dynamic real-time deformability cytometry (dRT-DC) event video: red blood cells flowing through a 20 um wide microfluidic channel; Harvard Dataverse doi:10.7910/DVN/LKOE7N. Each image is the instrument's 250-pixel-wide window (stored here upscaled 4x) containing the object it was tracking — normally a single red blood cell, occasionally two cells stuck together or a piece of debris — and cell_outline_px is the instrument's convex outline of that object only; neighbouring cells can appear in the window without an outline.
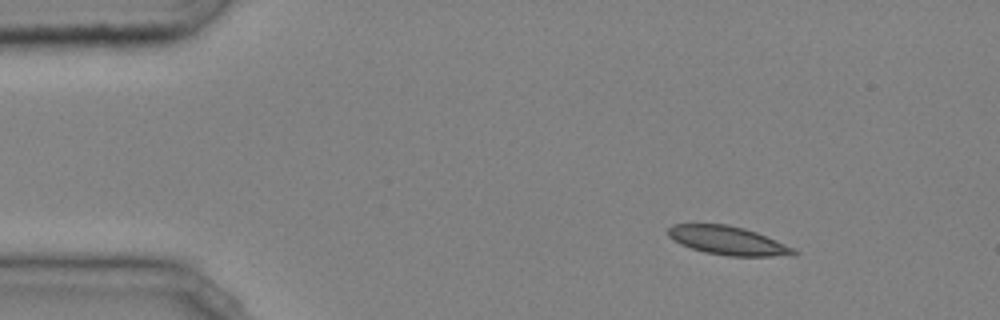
{"species": "common noctule bat (a hibernating species)", "species_latin": "Nyctalus noctula", "temperature_condition": "cold", "stored_images_in_passage": 41, "camera_frame_rate_fps": 3000, "um_per_image_px": 0.085, "animal": {"sex": "male", "body_mass_g": 20.4}, "frame": {"image": 1, "passage_image": 1, "time_ms": 0.0, "image_size_px": [1000, 320], "cell_outline_px": [[800, 252], [796, 256], [728, 256], [704, 252], [680, 244], [668, 236], [668, 228], [672, 224], [728, 224], [744, 228], [756, 232], [796, 248]], "centroid_in_image_um": [61.93, 20.46], "position_along_channel_um": 23.1, "area_um2": 21.15}}
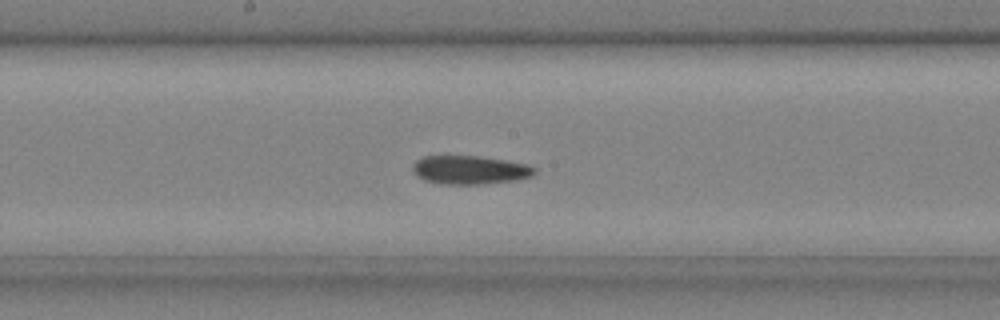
{"frame": {"image": 2, "passage_image": 20, "time_ms": 6.333, "image_size_px": [1000, 320], "cell_outline_px": [[536, 172], [532, 176], [516, 180], [480, 184], [440, 184], [424, 180], [416, 176], [412, 172], [412, 164], [416, 160], [424, 156], [480, 156], [528, 164], [536, 168]], "centroid_in_image_um": [39.91, 14.44], "position_along_channel_um": 208.3, "area_um2": 20.46}}
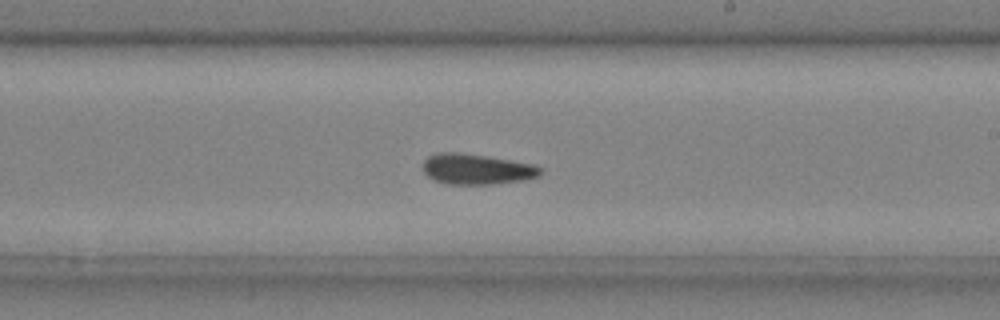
{"frame": {"image": 3, "passage_image": 23, "time_ms": 7.333, "image_size_px": [1000, 320], "cell_outline_px": [[544, 172], [540, 176], [524, 180], [492, 184], [448, 184], [436, 180], [428, 176], [424, 172], [424, 160], [428, 156], [436, 152], [460, 152], [488, 156], [536, 164], [544, 168]], "centroid_in_image_um": [40.59, 14.36], "position_along_channel_um": 248.4, "area_um2": 21.21}, "authors_computed_cell_mechanics": {"area_um2": 20.8658, "velocity_mm_per_s": 4.0278, "shape_relaxation_time_tau1_ms": 9.6918, "shape_relaxation_time_tau2_ms": 6.9825, "deformation_change_tau1": 0.1531, "deformation_change_tau2": 0.1044}}